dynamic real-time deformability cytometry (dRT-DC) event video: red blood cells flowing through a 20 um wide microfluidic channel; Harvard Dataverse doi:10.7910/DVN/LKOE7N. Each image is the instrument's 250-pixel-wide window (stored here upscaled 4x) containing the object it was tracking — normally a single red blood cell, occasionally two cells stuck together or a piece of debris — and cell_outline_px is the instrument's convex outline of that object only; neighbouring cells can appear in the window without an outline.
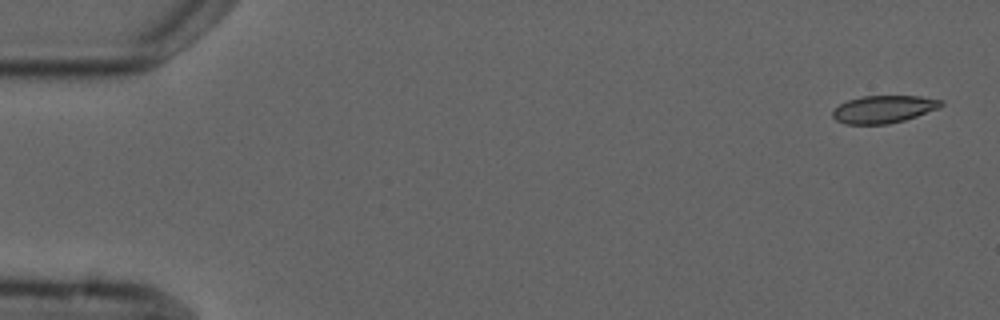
{"species": "common noctule bat (a hibernating species)", "species_latin": "Nyctalus noctula", "temperature_condition": "cold", "stored_images_in_passage": 5, "camera_frame_rate_fps": 3000, "um_per_image_px": 0.085, "animal": {"sex": "male", "forearm_length_mm": 52.5}, "frame": {"image": 1, "passage_image": 1, "time_ms": 0.0, "image_size_px": [1000, 320], "cell_outline_px": [[944, 104], [940, 108], [904, 120], [888, 124], [844, 124], [836, 120], [832, 116], [832, 112], [840, 104], [848, 100], [860, 96], [920, 96], [944, 100]], "centroid_in_image_um": [75.13, 9.28], "position_along_channel_um": 9.9, "area_um2": 17.46}}
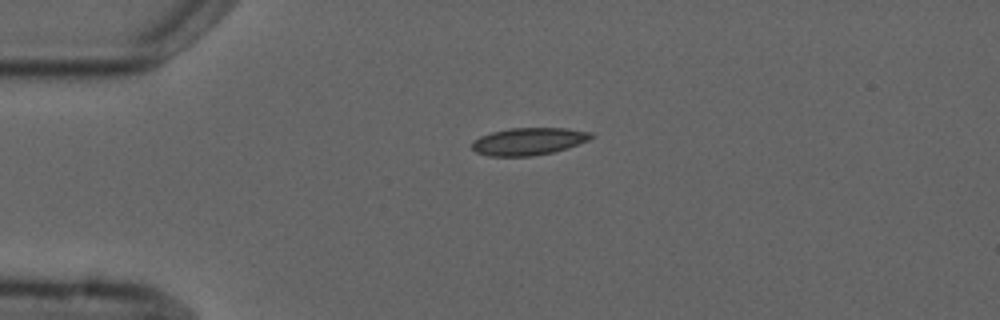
{"frame": {"image": 2, "passage_image": 3, "time_ms": 3.667, "image_size_px": [1000, 320], "cell_outline_px": [[596, 136], [588, 140], [568, 148], [552, 152], [532, 156], [488, 156], [476, 152], [472, 148], [472, 140], [480, 136], [492, 132], [512, 128], [564, 128], [592, 132]], "centroid_in_image_um": [44.94, 12.01], "position_along_channel_um": 40.1, "area_um2": 19.02}}
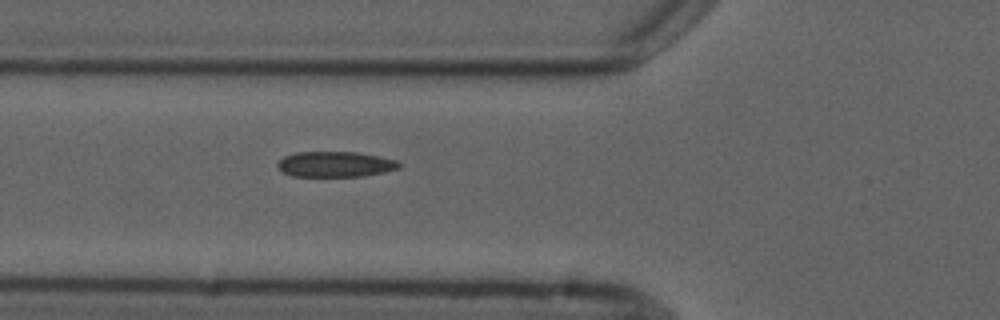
{"frame": {"image": 3, "passage_image": 5, "time_ms": 6.0, "image_size_px": [1000, 320], "cell_outline_px": [[400, 168], [384, 172], [364, 176], [292, 176], [284, 172], [276, 164], [284, 156], [296, 152], [356, 152], [380, 156], [396, 160], [400, 164]], "centroid_in_image_um": [28.52, 13.96], "position_along_channel_um": 97.3, "area_um2": 17.98}}